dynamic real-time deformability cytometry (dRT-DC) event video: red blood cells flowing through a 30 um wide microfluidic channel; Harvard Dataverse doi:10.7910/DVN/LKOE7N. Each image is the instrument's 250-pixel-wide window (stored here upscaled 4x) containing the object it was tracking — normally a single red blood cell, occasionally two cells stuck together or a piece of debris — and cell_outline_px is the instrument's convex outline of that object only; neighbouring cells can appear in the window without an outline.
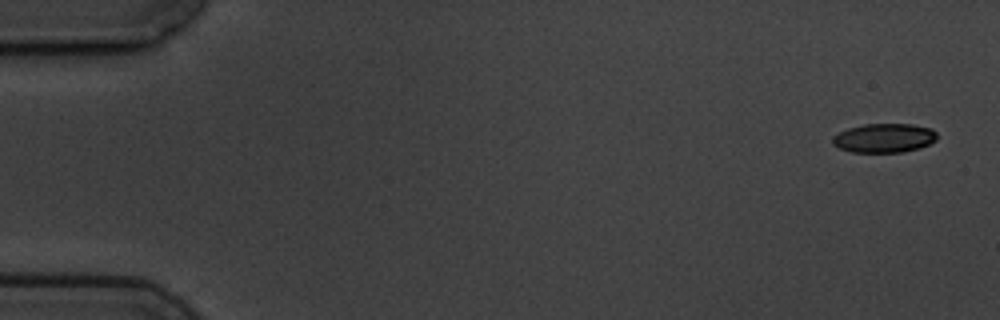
{"species": "common noctule bat (a hibernating species)", "species_latin": "Nyctalus noctula", "temperature_condition": "cold", "stored_images_in_passage": 5, "camera_frame_rate_fps": 3000, "um_per_image_px": 0.085, "animal": {"sex": "male", "body_mass_g": 19.5, "forearm_length_mm": 54.6}, "frame": {"image": 1, "passage_image": 1, "time_ms": 0.0, "image_size_px": [1000, 320], "cell_outline_px": [[936, 140], [920, 148], [904, 152], [852, 152], [840, 148], [832, 144], [832, 136], [848, 128], [864, 124], [912, 124], [932, 128], [936, 132]], "centroid_in_image_um": [75.15, 11.73], "position_along_channel_um": 9.8, "area_um2": 17.74}}
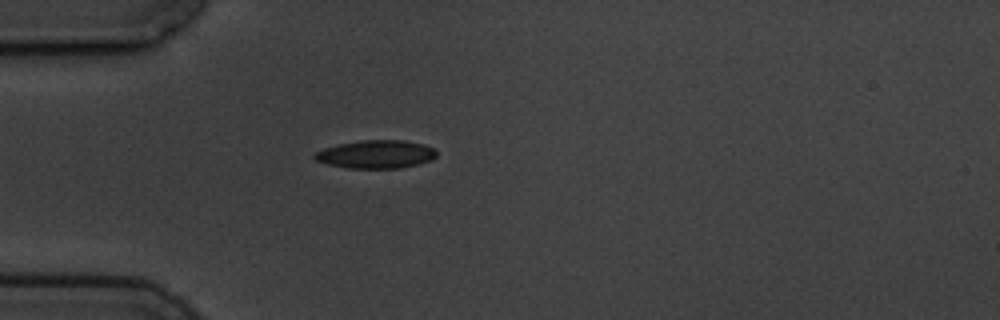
{"frame": {"image": 2, "passage_image": 5, "time_ms": 4.667, "image_size_px": [1000, 320], "cell_outline_px": [[436, 156], [432, 160], [400, 168], [348, 168], [328, 164], [316, 160], [312, 156], [316, 152], [324, 148], [340, 144], [360, 140], [404, 140], [424, 144], [432, 148], [436, 152]], "centroid_in_image_um": [31.96, 13.11], "position_along_channel_um": 53.0, "area_um2": 19.88}}